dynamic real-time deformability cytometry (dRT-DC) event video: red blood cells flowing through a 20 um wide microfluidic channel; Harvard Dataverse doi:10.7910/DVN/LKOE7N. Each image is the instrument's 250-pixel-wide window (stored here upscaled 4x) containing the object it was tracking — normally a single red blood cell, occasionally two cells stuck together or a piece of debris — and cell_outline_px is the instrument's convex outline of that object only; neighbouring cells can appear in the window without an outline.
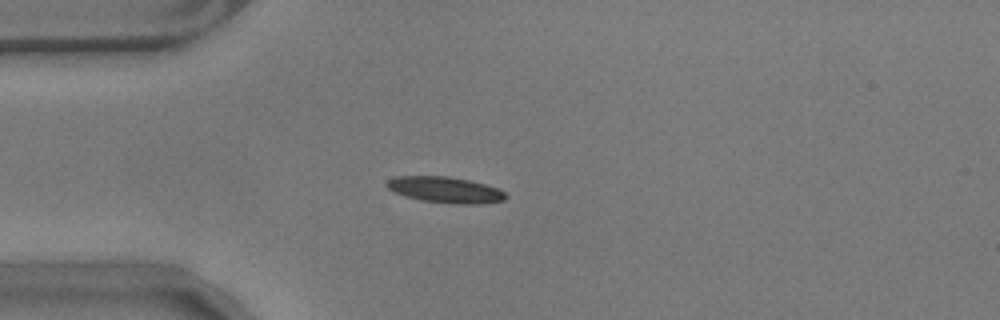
{"species": "common noctule bat (a hibernating species)", "species_latin": "Nyctalus noctula", "temperature_condition": "warm", "stored_images_in_passage": 57, "camera_frame_rate_fps": 3000, "um_per_image_px": 0.085, "animal": {"sex": "male", "body_mass_g": 17.9}, "frame": {"image": 1, "passage_image": 15, "time_ms": 4.667, "image_size_px": [1000, 320], "cell_outline_px": [[508, 196], [504, 200], [476, 204], [460, 204], [420, 200], [404, 196], [388, 188], [384, 184], [392, 176], [448, 176], [468, 180], [484, 184], [496, 188], [504, 192]], "centroid_in_image_um": [37.8, 16.12], "position_along_channel_um": 47.2, "area_um2": 17.92}}
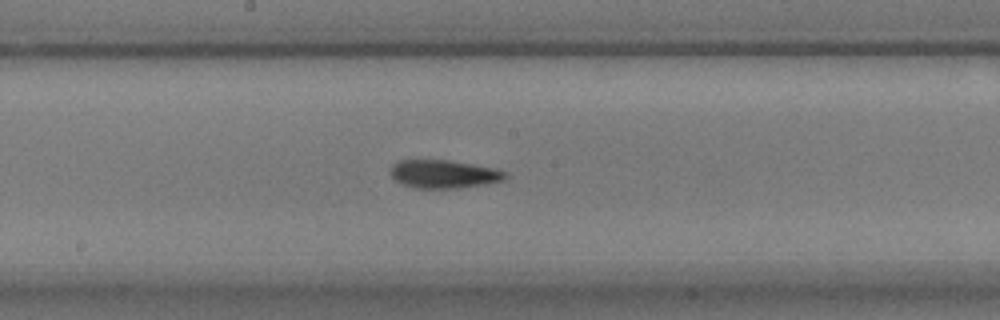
{"frame": {"image": 2, "passage_image": 30, "time_ms": 9.667, "image_size_px": [1000, 320], "cell_outline_px": [[508, 176], [504, 180], [484, 184], [456, 188], [412, 188], [396, 180], [388, 172], [392, 164], [396, 160], [448, 160], [496, 168], [508, 172]], "centroid_in_image_um": [37.71, 14.78], "position_along_channel_um": 210.5, "area_um2": 19.02}}
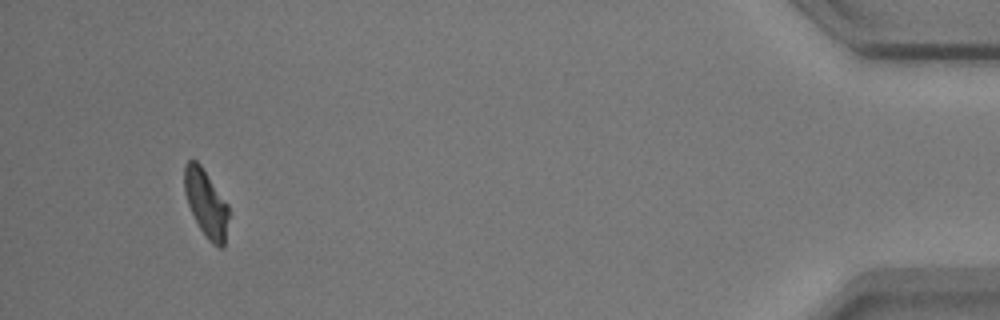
{"frame": {"image": 3, "passage_image": 54, "time_ms": 17.667, "image_size_px": [1000, 320], "cell_outline_px": [[228, 216], [224, 244], [220, 248], [212, 244], [208, 240], [200, 228], [188, 204], [184, 192], [184, 164], [188, 160], [196, 160], [200, 164], [228, 204]], "centroid_in_image_um": [17.5, 17.25], "position_along_channel_um": 417.7, "area_um2": 17.11}, "authors_computed_cell_mechanics": {"area_um2": 17.9758, "velocity_mm_per_s": 3.5041, "shape_relaxation_time_tau1_ms": 3.8007, "shape_relaxation_time_tau2_ms": null, "deformation_change_tau1": 0.0898, "deformation_change_tau2": null}}